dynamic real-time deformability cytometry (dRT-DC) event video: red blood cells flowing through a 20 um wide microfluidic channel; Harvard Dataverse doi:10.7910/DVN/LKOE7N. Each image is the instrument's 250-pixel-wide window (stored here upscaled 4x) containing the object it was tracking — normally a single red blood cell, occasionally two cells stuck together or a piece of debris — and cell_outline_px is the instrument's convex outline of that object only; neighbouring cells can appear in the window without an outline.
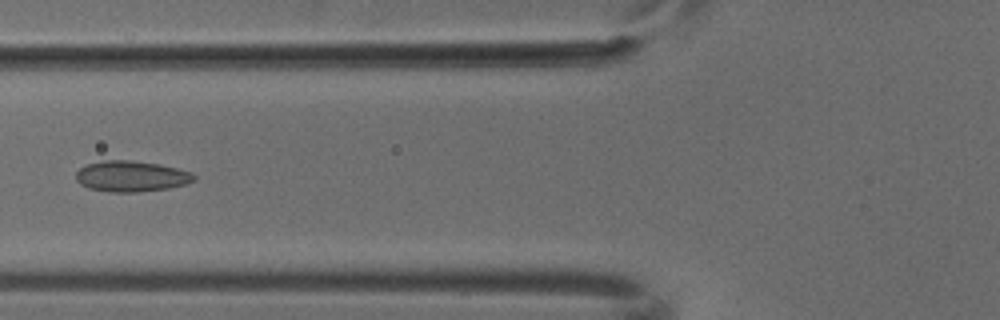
{"species": "common noctule bat (a hibernating species)", "species_latin": "Nyctalus noctula", "temperature_condition": "cold", "stored_images_in_passage": 5, "camera_frame_rate_fps": 3000, "um_per_image_px": 0.085, "animal": {"sex": "male", "body_mass_g": 18.8}, "frame": {"image": 1, "passage_image": 5, "time_ms": 1.333, "image_size_px": [1000, 320], "cell_outline_px": [[196, 180], [184, 184], [168, 188], [136, 192], [108, 192], [88, 188], [80, 184], [76, 180], [76, 172], [80, 168], [88, 164], [104, 160], [128, 160], [160, 164], [192, 172], [196, 176]], "centroid_in_image_um": [11.15, 14.98], "position_along_channel_um": 114.6, "area_um2": 21.21}}